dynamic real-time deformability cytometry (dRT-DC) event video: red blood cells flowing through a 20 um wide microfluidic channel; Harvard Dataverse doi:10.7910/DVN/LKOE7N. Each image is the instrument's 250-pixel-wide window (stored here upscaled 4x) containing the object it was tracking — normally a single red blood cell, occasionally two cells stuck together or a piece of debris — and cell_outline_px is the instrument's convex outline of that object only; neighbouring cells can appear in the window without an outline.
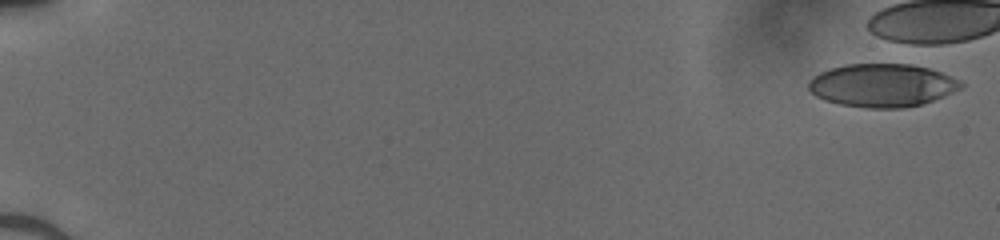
{"species": "human", "species_latin": "Homo sapiens", "temperature_condition": "cold", "stored_images_in_passage": 3, "camera_frame_rate_fps": 3000, "um_per_image_px": 0.085, "donor": {"sex": "male"}, "frame": {"image": 1, "passage_image": 1, "time_ms": 0.0, "image_size_px": [1000, 240], "cell_outline_px": [[964, 84], [960, 88], [944, 96], [920, 104], [900, 108], [864, 108], [840, 104], [824, 100], [816, 96], [808, 88], [808, 80], [812, 76], [820, 72], [832, 68], [848, 64], [912, 64], [928, 68], [940, 72], [960, 80]], "centroid_in_image_um": [74.95, 7.25], "position_along_channel_um": 10.0, "area_um2": 38.15}}